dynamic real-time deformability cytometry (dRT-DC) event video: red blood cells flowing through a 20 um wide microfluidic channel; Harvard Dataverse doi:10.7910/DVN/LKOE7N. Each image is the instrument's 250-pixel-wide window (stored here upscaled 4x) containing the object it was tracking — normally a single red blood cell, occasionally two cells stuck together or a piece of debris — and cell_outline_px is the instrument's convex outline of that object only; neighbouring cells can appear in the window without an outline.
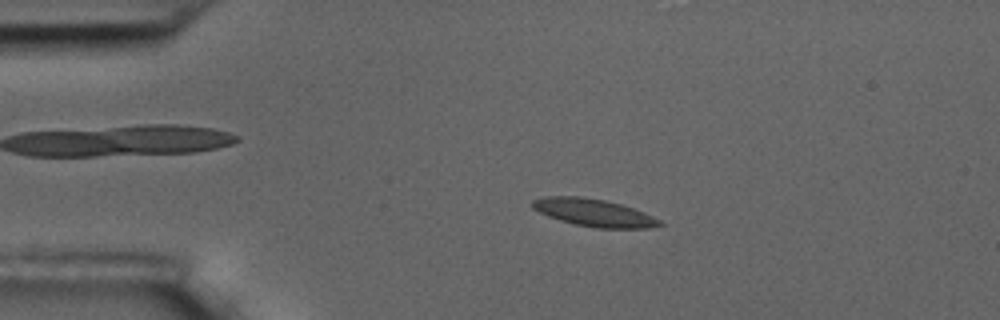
{"species": "common noctule bat (a hibernating species)", "species_latin": "Nyctalus noctula", "temperature_condition": "room temperature", "stored_images_in_passage": 57, "camera_frame_rate_fps": 3000, "um_per_image_px": 0.085, "animal": {"sex": "male", "body_mass_g": 17.5, "forearm_length_mm": 52.3}, "frame": {"image": 1, "passage_image": 11, "time_ms": 3.333, "image_size_px": [1000, 320], "cell_outline_px": [[664, 224], [648, 228], [596, 228], [576, 224], [560, 220], [548, 216], [532, 208], [532, 200], [548, 196], [580, 196], [604, 200], [620, 204], [644, 212], [660, 220]], "centroid_in_image_um": [50.47, 18.07], "position_along_channel_um": 34.5, "area_um2": 20.17}}
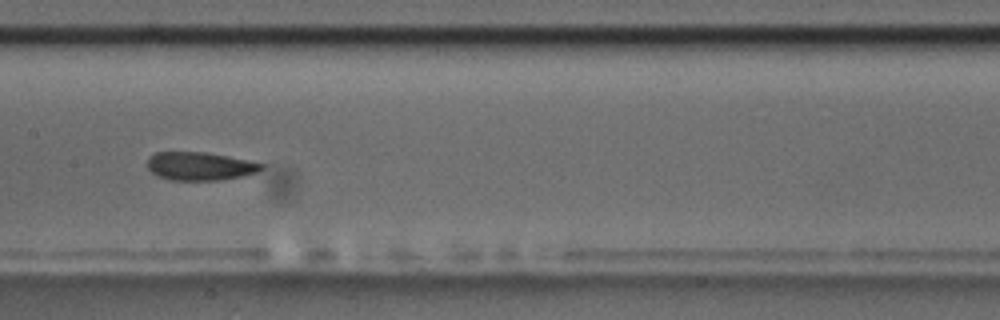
{"frame": {"image": 2, "passage_image": 28, "time_ms": 9.0, "image_size_px": [1000, 320], "cell_outline_px": [[264, 168], [256, 172], [244, 176], [220, 180], [168, 180], [156, 176], [148, 168], [148, 156], [156, 152], [204, 152], [248, 160], [264, 164]], "centroid_in_image_um": [16.98, 14.13], "position_along_channel_um": 190.4, "area_um2": 18.84}}
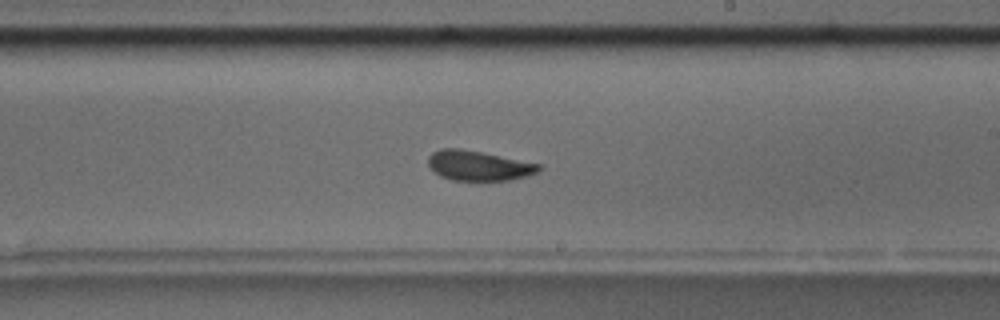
{"frame": {"image": 3, "passage_image": 33, "time_ms": 10.667, "image_size_px": [1000, 320], "cell_outline_px": [[540, 172], [528, 176], [512, 180], [452, 180], [440, 176], [428, 164], [428, 156], [432, 152], [440, 148], [460, 148], [540, 164]], "centroid_in_image_um": [40.68, 14.08], "position_along_channel_um": 248.3, "area_um2": 19.19}, "authors_computed_cell_mechanics": {"area_um2": 19.4786, "velocity_mm_per_s": 3.4829, "shape_relaxation_time_tau1_ms": 5.9538, "shape_relaxation_time_tau2_ms": 1.8641, "deformation_change_tau1": 0.1461, "deformation_change_tau2": 0.0875}}